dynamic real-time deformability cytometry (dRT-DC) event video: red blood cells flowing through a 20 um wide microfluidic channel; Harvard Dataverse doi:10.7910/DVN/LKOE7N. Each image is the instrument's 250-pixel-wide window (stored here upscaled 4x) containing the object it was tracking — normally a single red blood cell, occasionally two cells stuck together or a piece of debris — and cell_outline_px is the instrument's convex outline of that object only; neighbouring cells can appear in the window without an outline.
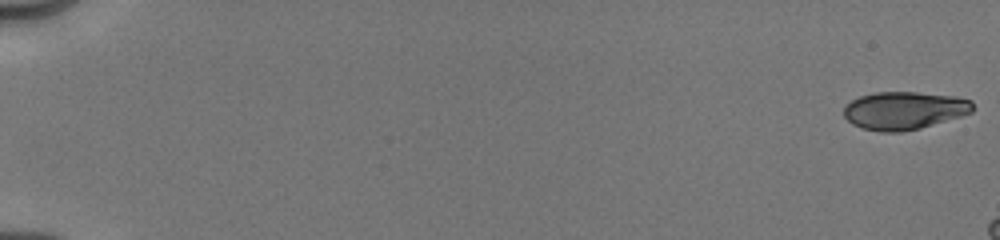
{"species": "human", "species_latin": "Homo sapiens", "temperature_condition": "cold", "stored_images_in_passage": 23, "camera_frame_rate_fps": 3000, "um_per_image_px": 0.085, "donor": {"sex": "male"}, "frame": {"image": 1, "passage_image": 1, "time_ms": 0.0, "image_size_px": [1000, 240], "cell_outline_px": [[972, 112], [960, 116], [920, 128], [900, 132], [880, 132], [864, 128], [852, 124], [844, 116], [844, 108], [852, 100], [860, 96], [876, 92], [916, 92], [956, 96], [972, 100]], "centroid_in_image_um": [76.85, 9.39], "position_along_channel_um": 8.1, "area_um2": 28.26}}
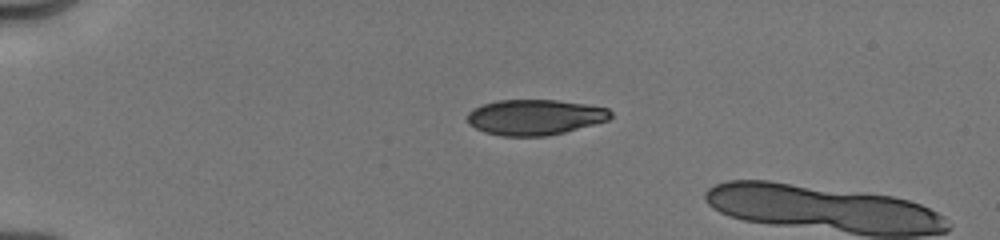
{"frame": {"image": 2, "passage_image": 18, "time_ms": 4.333, "image_size_px": [1000, 240], "cell_outline_px": [[612, 116], [608, 120], [564, 132], [548, 136], [500, 136], [484, 132], [468, 124], [468, 112], [484, 104], [496, 100], [556, 100], [584, 104], [608, 108], [612, 112]], "centroid_in_image_um": [45.46, 9.96], "position_along_channel_um": 39.5, "area_um2": 29.54}}